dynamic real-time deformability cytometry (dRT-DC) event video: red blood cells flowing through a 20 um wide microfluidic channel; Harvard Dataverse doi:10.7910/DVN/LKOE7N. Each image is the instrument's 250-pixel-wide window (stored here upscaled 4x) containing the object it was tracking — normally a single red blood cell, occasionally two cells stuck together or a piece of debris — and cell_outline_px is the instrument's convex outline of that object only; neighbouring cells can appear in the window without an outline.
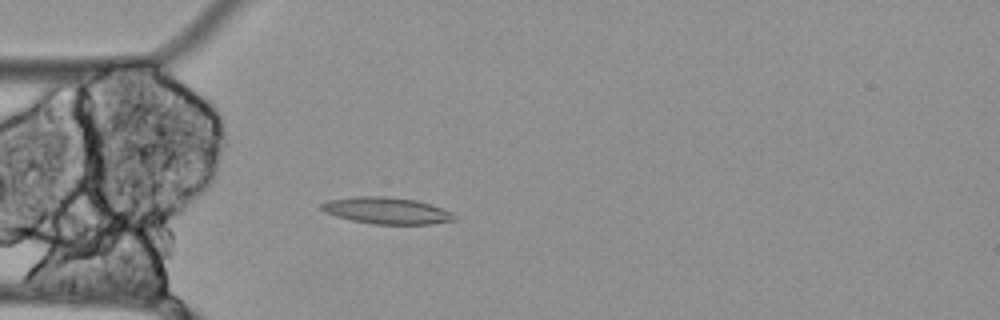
{"species": "Egyptian fruit bat (a non-hibernating species)", "species_latin": "Rousettus aegyptiacus", "temperature_condition": "cold", "stored_images_in_passage": 56, "camera_frame_rate_fps": 3000, "um_per_image_px": 0.085, "animal": {"sex": "female"}, "frame": {"image": 1, "passage_image": 15, "time_ms": 4.667, "image_size_px": [1000, 320], "cell_outline_px": [[456, 220], [432, 224], [372, 224], [352, 220], [336, 216], [324, 212], [320, 208], [320, 204], [328, 200], [352, 196], [388, 196], [416, 200], [452, 212], [456, 216]], "centroid_in_image_um": [32.84, 17.9], "position_along_channel_um": 52.2, "area_um2": 20.69}}
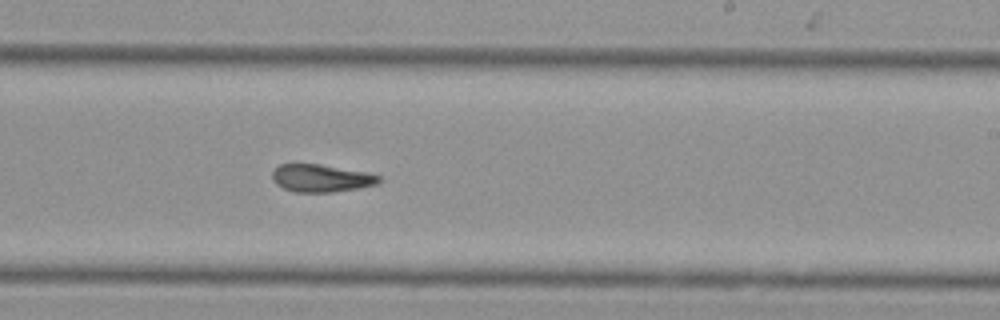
{"frame": {"image": 2, "passage_image": 33, "time_ms": 10.667, "image_size_px": [1000, 320], "cell_outline_px": [[380, 180], [376, 184], [356, 188], [332, 192], [296, 192], [284, 188], [276, 184], [272, 180], [272, 172], [280, 164], [320, 164], [368, 172], [380, 176]], "centroid_in_image_um": [27.28, 15.14], "position_along_channel_um": 261.7, "area_um2": 17.05}}
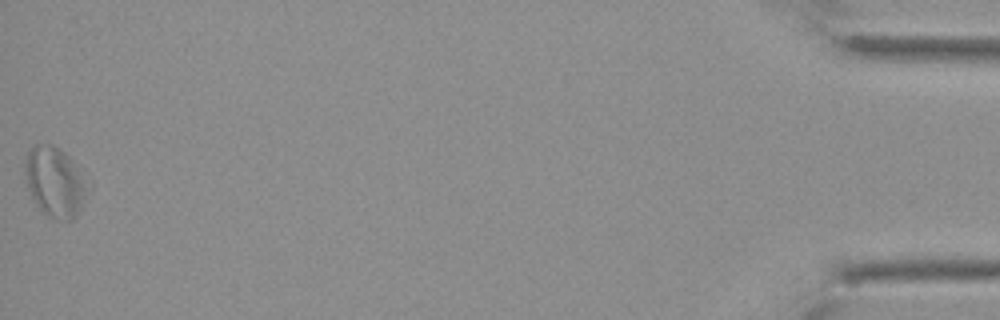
{"frame": {"image": 3, "passage_image": 56, "time_ms": 18.333, "image_size_px": [1000, 320], "cell_outline_px": [[92, 188], [76, 216], [72, 220], [56, 220], [48, 216], [36, 204], [28, 188], [24, 172], [24, 160], [28, 152], [36, 144], [52, 144], [64, 152], [72, 160]], "centroid_in_image_um": [4.7, 15.47], "position_along_channel_um": 430.5, "area_um2": 25.72}, "authors_computed_cell_mechanics": {"area_um2": 19.8832, "velocity_mm_per_s": 3.4505, "shape_relaxation_time_tau1_ms": null, "shape_relaxation_time_tau2_ms": 7.6164, "deformation_change_tau1": null, "deformation_change_tau2": 0.1507}}